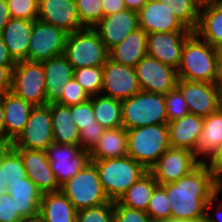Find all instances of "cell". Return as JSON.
Masks as SVG:
<instances>
[{
  "instance_id": "680465c9",
  "label": "cell",
  "mask_w": 222,
  "mask_h": 222,
  "mask_svg": "<svg viewBox=\"0 0 222 222\" xmlns=\"http://www.w3.org/2000/svg\"><path fill=\"white\" fill-rule=\"evenodd\" d=\"M0 194H8V188L6 187L5 183L3 182V175H2L1 167H0Z\"/></svg>"
},
{
  "instance_id": "816d5d0a",
  "label": "cell",
  "mask_w": 222,
  "mask_h": 222,
  "mask_svg": "<svg viewBox=\"0 0 222 222\" xmlns=\"http://www.w3.org/2000/svg\"><path fill=\"white\" fill-rule=\"evenodd\" d=\"M16 62L10 56L0 35V66H15Z\"/></svg>"
},
{
  "instance_id": "b9f144b4",
  "label": "cell",
  "mask_w": 222,
  "mask_h": 222,
  "mask_svg": "<svg viewBox=\"0 0 222 222\" xmlns=\"http://www.w3.org/2000/svg\"><path fill=\"white\" fill-rule=\"evenodd\" d=\"M168 122L182 118L189 113L187 103L181 92L175 88L164 95Z\"/></svg>"
},
{
  "instance_id": "5b68a950",
  "label": "cell",
  "mask_w": 222,
  "mask_h": 222,
  "mask_svg": "<svg viewBox=\"0 0 222 222\" xmlns=\"http://www.w3.org/2000/svg\"><path fill=\"white\" fill-rule=\"evenodd\" d=\"M122 127L126 130L146 125L168 124L164 95L139 91L121 101Z\"/></svg>"
},
{
  "instance_id": "f1b7e54d",
  "label": "cell",
  "mask_w": 222,
  "mask_h": 222,
  "mask_svg": "<svg viewBox=\"0 0 222 222\" xmlns=\"http://www.w3.org/2000/svg\"><path fill=\"white\" fill-rule=\"evenodd\" d=\"M89 154L90 160H105L128 156L127 130L123 127L105 129Z\"/></svg>"
},
{
  "instance_id": "5bb4252c",
  "label": "cell",
  "mask_w": 222,
  "mask_h": 222,
  "mask_svg": "<svg viewBox=\"0 0 222 222\" xmlns=\"http://www.w3.org/2000/svg\"><path fill=\"white\" fill-rule=\"evenodd\" d=\"M141 91L134 67L126 66L108 58L103 65V85L101 94L124 100Z\"/></svg>"
},
{
  "instance_id": "7bdbcfd3",
  "label": "cell",
  "mask_w": 222,
  "mask_h": 222,
  "mask_svg": "<svg viewBox=\"0 0 222 222\" xmlns=\"http://www.w3.org/2000/svg\"><path fill=\"white\" fill-rule=\"evenodd\" d=\"M71 118L75 126L81 130L83 127L96 126V119L90 99L71 106Z\"/></svg>"
},
{
  "instance_id": "cb8c5ba5",
  "label": "cell",
  "mask_w": 222,
  "mask_h": 222,
  "mask_svg": "<svg viewBox=\"0 0 222 222\" xmlns=\"http://www.w3.org/2000/svg\"><path fill=\"white\" fill-rule=\"evenodd\" d=\"M45 72L46 101L56 102L62 95L61 85L73 78V67L64 54L42 61Z\"/></svg>"
},
{
  "instance_id": "4fadbf2b",
  "label": "cell",
  "mask_w": 222,
  "mask_h": 222,
  "mask_svg": "<svg viewBox=\"0 0 222 222\" xmlns=\"http://www.w3.org/2000/svg\"><path fill=\"white\" fill-rule=\"evenodd\" d=\"M200 164L193 151L170 147L148 171L163 185L190 174Z\"/></svg>"
},
{
  "instance_id": "7402d4cb",
  "label": "cell",
  "mask_w": 222,
  "mask_h": 222,
  "mask_svg": "<svg viewBox=\"0 0 222 222\" xmlns=\"http://www.w3.org/2000/svg\"><path fill=\"white\" fill-rule=\"evenodd\" d=\"M33 21L11 18L0 33L8 52L15 62L28 61Z\"/></svg>"
},
{
  "instance_id": "7c38bea8",
  "label": "cell",
  "mask_w": 222,
  "mask_h": 222,
  "mask_svg": "<svg viewBox=\"0 0 222 222\" xmlns=\"http://www.w3.org/2000/svg\"><path fill=\"white\" fill-rule=\"evenodd\" d=\"M141 91L165 95L177 85V69L146 55L135 65Z\"/></svg>"
},
{
  "instance_id": "e575fe53",
  "label": "cell",
  "mask_w": 222,
  "mask_h": 222,
  "mask_svg": "<svg viewBox=\"0 0 222 222\" xmlns=\"http://www.w3.org/2000/svg\"><path fill=\"white\" fill-rule=\"evenodd\" d=\"M170 4L175 16L189 30L195 31L199 22L200 7L194 0H158Z\"/></svg>"
},
{
  "instance_id": "3957f363",
  "label": "cell",
  "mask_w": 222,
  "mask_h": 222,
  "mask_svg": "<svg viewBox=\"0 0 222 222\" xmlns=\"http://www.w3.org/2000/svg\"><path fill=\"white\" fill-rule=\"evenodd\" d=\"M170 147L167 124L146 125L127 130L128 156L147 171Z\"/></svg>"
},
{
  "instance_id": "484cf974",
  "label": "cell",
  "mask_w": 222,
  "mask_h": 222,
  "mask_svg": "<svg viewBox=\"0 0 222 222\" xmlns=\"http://www.w3.org/2000/svg\"><path fill=\"white\" fill-rule=\"evenodd\" d=\"M146 44L147 33L138 28L109 50V58L117 63L135 67L147 55Z\"/></svg>"
},
{
  "instance_id": "277c9868",
  "label": "cell",
  "mask_w": 222,
  "mask_h": 222,
  "mask_svg": "<svg viewBox=\"0 0 222 222\" xmlns=\"http://www.w3.org/2000/svg\"><path fill=\"white\" fill-rule=\"evenodd\" d=\"M96 166L99 180L110 201L119 198L142 177L147 170L130 156L105 160H91Z\"/></svg>"
},
{
  "instance_id": "6f0895ef",
  "label": "cell",
  "mask_w": 222,
  "mask_h": 222,
  "mask_svg": "<svg viewBox=\"0 0 222 222\" xmlns=\"http://www.w3.org/2000/svg\"><path fill=\"white\" fill-rule=\"evenodd\" d=\"M199 7L221 2L222 0H194Z\"/></svg>"
},
{
  "instance_id": "7dc6e473",
  "label": "cell",
  "mask_w": 222,
  "mask_h": 222,
  "mask_svg": "<svg viewBox=\"0 0 222 222\" xmlns=\"http://www.w3.org/2000/svg\"><path fill=\"white\" fill-rule=\"evenodd\" d=\"M218 196L219 195L216 193L209 200V202L206 204V213H205V220H204V222H222V200L219 203L218 202V199H219ZM215 202H218V203L215 204ZM213 207L215 208V210L213 211L214 214H212L213 212H210V210L212 211Z\"/></svg>"
},
{
  "instance_id": "db71d44e",
  "label": "cell",
  "mask_w": 222,
  "mask_h": 222,
  "mask_svg": "<svg viewBox=\"0 0 222 222\" xmlns=\"http://www.w3.org/2000/svg\"><path fill=\"white\" fill-rule=\"evenodd\" d=\"M149 0H124L125 6L129 10L138 12Z\"/></svg>"
},
{
  "instance_id": "94428289",
  "label": "cell",
  "mask_w": 222,
  "mask_h": 222,
  "mask_svg": "<svg viewBox=\"0 0 222 222\" xmlns=\"http://www.w3.org/2000/svg\"><path fill=\"white\" fill-rule=\"evenodd\" d=\"M19 222H43L39 216L37 217H32V218H24L21 219Z\"/></svg>"
},
{
  "instance_id": "f546056e",
  "label": "cell",
  "mask_w": 222,
  "mask_h": 222,
  "mask_svg": "<svg viewBox=\"0 0 222 222\" xmlns=\"http://www.w3.org/2000/svg\"><path fill=\"white\" fill-rule=\"evenodd\" d=\"M194 32L212 47L222 46V1L200 7L199 22Z\"/></svg>"
},
{
  "instance_id": "c3c4849f",
  "label": "cell",
  "mask_w": 222,
  "mask_h": 222,
  "mask_svg": "<svg viewBox=\"0 0 222 222\" xmlns=\"http://www.w3.org/2000/svg\"><path fill=\"white\" fill-rule=\"evenodd\" d=\"M205 165L215 179L222 175V144L217 147L216 152L210 157Z\"/></svg>"
},
{
  "instance_id": "bcb514c9",
  "label": "cell",
  "mask_w": 222,
  "mask_h": 222,
  "mask_svg": "<svg viewBox=\"0 0 222 222\" xmlns=\"http://www.w3.org/2000/svg\"><path fill=\"white\" fill-rule=\"evenodd\" d=\"M21 219L10 194H0V222H19Z\"/></svg>"
},
{
  "instance_id": "603a6c76",
  "label": "cell",
  "mask_w": 222,
  "mask_h": 222,
  "mask_svg": "<svg viewBox=\"0 0 222 222\" xmlns=\"http://www.w3.org/2000/svg\"><path fill=\"white\" fill-rule=\"evenodd\" d=\"M204 117L191 113L168 122L169 142L173 148L195 151L196 142L203 128Z\"/></svg>"
},
{
  "instance_id": "9c48e42d",
  "label": "cell",
  "mask_w": 222,
  "mask_h": 222,
  "mask_svg": "<svg viewBox=\"0 0 222 222\" xmlns=\"http://www.w3.org/2000/svg\"><path fill=\"white\" fill-rule=\"evenodd\" d=\"M51 121L50 103L34 106L25 128L10 145L15 149L45 151L54 143Z\"/></svg>"
},
{
  "instance_id": "ac0fdd59",
  "label": "cell",
  "mask_w": 222,
  "mask_h": 222,
  "mask_svg": "<svg viewBox=\"0 0 222 222\" xmlns=\"http://www.w3.org/2000/svg\"><path fill=\"white\" fill-rule=\"evenodd\" d=\"M37 19L61 28L68 34L84 29L75 0H38Z\"/></svg>"
},
{
  "instance_id": "74e56055",
  "label": "cell",
  "mask_w": 222,
  "mask_h": 222,
  "mask_svg": "<svg viewBox=\"0 0 222 222\" xmlns=\"http://www.w3.org/2000/svg\"><path fill=\"white\" fill-rule=\"evenodd\" d=\"M75 3L84 28H94L104 17L102 0H75Z\"/></svg>"
},
{
  "instance_id": "681fc988",
  "label": "cell",
  "mask_w": 222,
  "mask_h": 222,
  "mask_svg": "<svg viewBox=\"0 0 222 222\" xmlns=\"http://www.w3.org/2000/svg\"><path fill=\"white\" fill-rule=\"evenodd\" d=\"M13 68L14 66H0V95L11 91Z\"/></svg>"
},
{
  "instance_id": "91938a15",
  "label": "cell",
  "mask_w": 222,
  "mask_h": 222,
  "mask_svg": "<svg viewBox=\"0 0 222 222\" xmlns=\"http://www.w3.org/2000/svg\"><path fill=\"white\" fill-rule=\"evenodd\" d=\"M216 193L218 195L222 193V175L216 179Z\"/></svg>"
},
{
  "instance_id": "f6af8a7d",
  "label": "cell",
  "mask_w": 222,
  "mask_h": 222,
  "mask_svg": "<svg viewBox=\"0 0 222 222\" xmlns=\"http://www.w3.org/2000/svg\"><path fill=\"white\" fill-rule=\"evenodd\" d=\"M105 128L98 122L96 126L83 127L79 131V146L82 150L91 151L98 139L102 136Z\"/></svg>"
},
{
  "instance_id": "6125c7cd",
  "label": "cell",
  "mask_w": 222,
  "mask_h": 222,
  "mask_svg": "<svg viewBox=\"0 0 222 222\" xmlns=\"http://www.w3.org/2000/svg\"><path fill=\"white\" fill-rule=\"evenodd\" d=\"M219 110L222 111V83H219Z\"/></svg>"
},
{
  "instance_id": "ee69618b",
  "label": "cell",
  "mask_w": 222,
  "mask_h": 222,
  "mask_svg": "<svg viewBox=\"0 0 222 222\" xmlns=\"http://www.w3.org/2000/svg\"><path fill=\"white\" fill-rule=\"evenodd\" d=\"M113 211V222H152L145 211L125 207L118 201L113 202Z\"/></svg>"
},
{
  "instance_id": "d590c367",
  "label": "cell",
  "mask_w": 222,
  "mask_h": 222,
  "mask_svg": "<svg viewBox=\"0 0 222 222\" xmlns=\"http://www.w3.org/2000/svg\"><path fill=\"white\" fill-rule=\"evenodd\" d=\"M73 78L89 96L99 95L103 85V66L76 68L73 71Z\"/></svg>"
},
{
  "instance_id": "52a82bcc",
  "label": "cell",
  "mask_w": 222,
  "mask_h": 222,
  "mask_svg": "<svg viewBox=\"0 0 222 222\" xmlns=\"http://www.w3.org/2000/svg\"><path fill=\"white\" fill-rule=\"evenodd\" d=\"M60 191L77 211L111 202L99 180L97 168L91 161L65 182Z\"/></svg>"
},
{
  "instance_id": "8d00e7d4",
  "label": "cell",
  "mask_w": 222,
  "mask_h": 222,
  "mask_svg": "<svg viewBox=\"0 0 222 222\" xmlns=\"http://www.w3.org/2000/svg\"><path fill=\"white\" fill-rule=\"evenodd\" d=\"M146 213L152 222L171 220V202L162 185H157L154 188Z\"/></svg>"
},
{
  "instance_id": "e0dca14e",
  "label": "cell",
  "mask_w": 222,
  "mask_h": 222,
  "mask_svg": "<svg viewBox=\"0 0 222 222\" xmlns=\"http://www.w3.org/2000/svg\"><path fill=\"white\" fill-rule=\"evenodd\" d=\"M193 31L147 34V55L163 64L178 68L186 39Z\"/></svg>"
},
{
  "instance_id": "60d3db41",
  "label": "cell",
  "mask_w": 222,
  "mask_h": 222,
  "mask_svg": "<svg viewBox=\"0 0 222 222\" xmlns=\"http://www.w3.org/2000/svg\"><path fill=\"white\" fill-rule=\"evenodd\" d=\"M61 86L62 95L56 103L65 106H72L90 99L88 93L74 78L69 80L67 83H63Z\"/></svg>"
},
{
  "instance_id": "83f0119b",
  "label": "cell",
  "mask_w": 222,
  "mask_h": 222,
  "mask_svg": "<svg viewBox=\"0 0 222 222\" xmlns=\"http://www.w3.org/2000/svg\"><path fill=\"white\" fill-rule=\"evenodd\" d=\"M76 213L61 191L42 194L38 216L43 222H76Z\"/></svg>"
},
{
  "instance_id": "9a60e30c",
  "label": "cell",
  "mask_w": 222,
  "mask_h": 222,
  "mask_svg": "<svg viewBox=\"0 0 222 222\" xmlns=\"http://www.w3.org/2000/svg\"><path fill=\"white\" fill-rule=\"evenodd\" d=\"M176 88L187 103L189 113L207 117L219 110V83L178 79Z\"/></svg>"
},
{
  "instance_id": "9f6ffc18",
  "label": "cell",
  "mask_w": 222,
  "mask_h": 222,
  "mask_svg": "<svg viewBox=\"0 0 222 222\" xmlns=\"http://www.w3.org/2000/svg\"><path fill=\"white\" fill-rule=\"evenodd\" d=\"M218 52V67H219V80L222 83V46L217 48Z\"/></svg>"
},
{
  "instance_id": "11a10c76",
  "label": "cell",
  "mask_w": 222,
  "mask_h": 222,
  "mask_svg": "<svg viewBox=\"0 0 222 222\" xmlns=\"http://www.w3.org/2000/svg\"><path fill=\"white\" fill-rule=\"evenodd\" d=\"M4 109L3 95H0V144H3Z\"/></svg>"
},
{
  "instance_id": "d6a6232c",
  "label": "cell",
  "mask_w": 222,
  "mask_h": 222,
  "mask_svg": "<svg viewBox=\"0 0 222 222\" xmlns=\"http://www.w3.org/2000/svg\"><path fill=\"white\" fill-rule=\"evenodd\" d=\"M94 116L105 129L122 127L121 100L110 98L102 94L90 96Z\"/></svg>"
},
{
  "instance_id": "8992f818",
  "label": "cell",
  "mask_w": 222,
  "mask_h": 222,
  "mask_svg": "<svg viewBox=\"0 0 222 222\" xmlns=\"http://www.w3.org/2000/svg\"><path fill=\"white\" fill-rule=\"evenodd\" d=\"M64 55L76 69L103 66L109 58V50L94 28H84L68 34Z\"/></svg>"
},
{
  "instance_id": "f35d334b",
  "label": "cell",
  "mask_w": 222,
  "mask_h": 222,
  "mask_svg": "<svg viewBox=\"0 0 222 222\" xmlns=\"http://www.w3.org/2000/svg\"><path fill=\"white\" fill-rule=\"evenodd\" d=\"M114 211L113 201L78 210L76 213V222H113Z\"/></svg>"
},
{
  "instance_id": "8fae6325",
  "label": "cell",
  "mask_w": 222,
  "mask_h": 222,
  "mask_svg": "<svg viewBox=\"0 0 222 222\" xmlns=\"http://www.w3.org/2000/svg\"><path fill=\"white\" fill-rule=\"evenodd\" d=\"M45 152L60 187L91 161L89 151L77 145L53 143Z\"/></svg>"
},
{
  "instance_id": "30bf717a",
  "label": "cell",
  "mask_w": 222,
  "mask_h": 222,
  "mask_svg": "<svg viewBox=\"0 0 222 222\" xmlns=\"http://www.w3.org/2000/svg\"><path fill=\"white\" fill-rule=\"evenodd\" d=\"M68 33L41 20L33 21L28 61L42 62L64 54Z\"/></svg>"
},
{
  "instance_id": "d4e9b609",
  "label": "cell",
  "mask_w": 222,
  "mask_h": 222,
  "mask_svg": "<svg viewBox=\"0 0 222 222\" xmlns=\"http://www.w3.org/2000/svg\"><path fill=\"white\" fill-rule=\"evenodd\" d=\"M222 144V111L204 117L202 132L196 142L195 158L205 164Z\"/></svg>"
},
{
  "instance_id": "f907efd6",
  "label": "cell",
  "mask_w": 222,
  "mask_h": 222,
  "mask_svg": "<svg viewBox=\"0 0 222 222\" xmlns=\"http://www.w3.org/2000/svg\"><path fill=\"white\" fill-rule=\"evenodd\" d=\"M104 17L126 9L124 0H102Z\"/></svg>"
},
{
  "instance_id": "2e32d148",
  "label": "cell",
  "mask_w": 222,
  "mask_h": 222,
  "mask_svg": "<svg viewBox=\"0 0 222 222\" xmlns=\"http://www.w3.org/2000/svg\"><path fill=\"white\" fill-rule=\"evenodd\" d=\"M139 28L147 34L158 32L191 31L175 16L170 4L158 0H149L138 11Z\"/></svg>"
},
{
  "instance_id": "f5cc1de1",
  "label": "cell",
  "mask_w": 222,
  "mask_h": 222,
  "mask_svg": "<svg viewBox=\"0 0 222 222\" xmlns=\"http://www.w3.org/2000/svg\"><path fill=\"white\" fill-rule=\"evenodd\" d=\"M10 19L11 14L8 9L6 0H0V33Z\"/></svg>"
},
{
  "instance_id": "ab89813d",
  "label": "cell",
  "mask_w": 222,
  "mask_h": 222,
  "mask_svg": "<svg viewBox=\"0 0 222 222\" xmlns=\"http://www.w3.org/2000/svg\"><path fill=\"white\" fill-rule=\"evenodd\" d=\"M11 18L35 21L38 17V0H6Z\"/></svg>"
},
{
  "instance_id": "836d02e7",
  "label": "cell",
  "mask_w": 222,
  "mask_h": 222,
  "mask_svg": "<svg viewBox=\"0 0 222 222\" xmlns=\"http://www.w3.org/2000/svg\"><path fill=\"white\" fill-rule=\"evenodd\" d=\"M0 167L6 187L27 178L22 157L10 144H0Z\"/></svg>"
},
{
  "instance_id": "1f68e13d",
  "label": "cell",
  "mask_w": 222,
  "mask_h": 222,
  "mask_svg": "<svg viewBox=\"0 0 222 222\" xmlns=\"http://www.w3.org/2000/svg\"><path fill=\"white\" fill-rule=\"evenodd\" d=\"M158 185L152 174L147 171L119 198L118 202L128 208L145 211L154 188Z\"/></svg>"
},
{
  "instance_id": "4dcf8cb0",
  "label": "cell",
  "mask_w": 222,
  "mask_h": 222,
  "mask_svg": "<svg viewBox=\"0 0 222 222\" xmlns=\"http://www.w3.org/2000/svg\"><path fill=\"white\" fill-rule=\"evenodd\" d=\"M53 142L79 146V129L72 122L71 106L50 103Z\"/></svg>"
},
{
  "instance_id": "ba28073f",
  "label": "cell",
  "mask_w": 222,
  "mask_h": 222,
  "mask_svg": "<svg viewBox=\"0 0 222 222\" xmlns=\"http://www.w3.org/2000/svg\"><path fill=\"white\" fill-rule=\"evenodd\" d=\"M11 92L34 106L47 105L42 62H16L12 70Z\"/></svg>"
},
{
  "instance_id": "4316f807",
  "label": "cell",
  "mask_w": 222,
  "mask_h": 222,
  "mask_svg": "<svg viewBox=\"0 0 222 222\" xmlns=\"http://www.w3.org/2000/svg\"><path fill=\"white\" fill-rule=\"evenodd\" d=\"M7 188L18 214L23 219L39 215L42 193L29 177L22 179V182L10 184Z\"/></svg>"
},
{
  "instance_id": "6da1fadb",
  "label": "cell",
  "mask_w": 222,
  "mask_h": 222,
  "mask_svg": "<svg viewBox=\"0 0 222 222\" xmlns=\"http://www.w3.org/2000/svg\"><path fill=\"white\" fill-rule=\"evenodd\" d=\"M162 186L171 202V220L204 222L206 204L216 194V179L205 164Z\"/></svg>"
},
{
  "instance_id": "7a4b0ae2",
  "label": "cell",
  "mask_w": 222,
  "mask_h": 222,
  "mask_svg": "<svg viewBox=\"0 0 222 222\" xmlns=\"http://www.w3.org/2000/svg\"><path fill=\"white\" fill-rule=\"evenodd\" d=\"M177 75L188 81L220 83L217 49L193 32L184 43Z\"/></svg>"
},
{
  "instance_id": "ffe728a7",
  "label": "cell",
  "mask_w": 222,
  "mask_h": 222,
  "mask_svg": "<svg viewBox=\"0 0 222 222\" xmlns=\"http://www.w3.org/2000/svg\"><path fill=\"white\" fill-rule=\"evenodd\" d=\"M23 160V165L29 177L42 193L58 192L61 190L50 167L45 151L16 149Z\"/></svg>"
},
{
  "instance_id": "44dd1931",
  "label": "cell",
  "mask_w": 222,
  "mask_h": 222,
  "mask_svg": "<svg viewBox=\"0 0 222 222\" xmlns=\"http://www.w3.org/2000/svg\"><path fill=\"white\" fill-rule=\"evenodd\" d=\"M34 105L11 91L3 94V144H11L23 131Z\"/></svg>"
},
{
  "instance_id": "d6986e66",
  "label": "cell",
  "mask_w": 222,
  "mask_h": 222,
  "mask_svg": "<svg viewBox=\"0 0 222 222\" xmlns=\"http://www.w3.org/2000/svg\"><path fill=\"white\" fill-rule=\"evenodd\" d=\"M139 28L138 12L124 9L103 17L94 29L108 50Z\"/></svg>"
},
{
  "instance_id": "be15d7a7",
  "label": "cell",
  "mask_w": 222,
  "mask_h": 222,
  "mask_svg": "<svg viewBox=\"0 0 222 222\" xmlns=\"http://www.w3.org/2000/svg\"><path fill=\"white\" fill-rule=\"evenodd\" d=\"M164 222H187V221H182V220H168V221H164Z\"/></svg>"
}]
</instances>
